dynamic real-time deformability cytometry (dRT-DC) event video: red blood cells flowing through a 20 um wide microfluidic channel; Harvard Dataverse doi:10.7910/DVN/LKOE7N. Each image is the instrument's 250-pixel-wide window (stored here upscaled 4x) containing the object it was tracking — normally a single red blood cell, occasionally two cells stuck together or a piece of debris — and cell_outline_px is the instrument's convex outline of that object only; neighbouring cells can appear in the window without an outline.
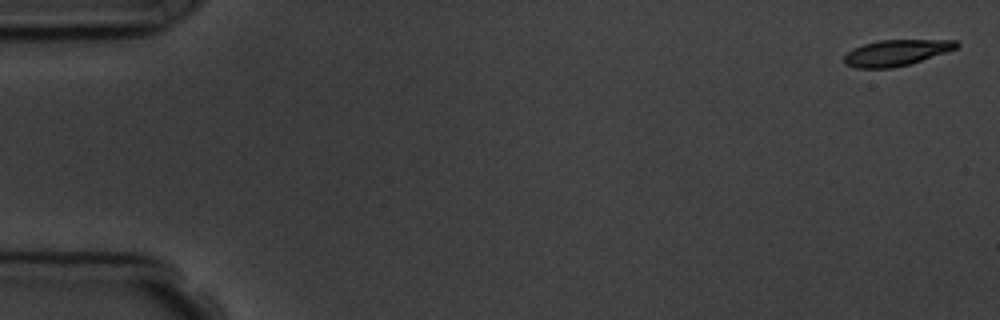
{"species": "common noctule bat (a hibernating species)", "species_latin": "Nyctalus noctula", "temperature_condition": "room temperature", "stored_images_in_passage": 5, "camera_frame_rate_fps": 3000, "um_per_image_px": 0.085, "animal": {"sex": "male", "body_mass_g": 19.5, "forearm_length_mm": 54.6}, "frame": {"image": 1, "passage_image": 1, "time_ms": 0.0, "image_size_px": [1000, 320], "cell_outline_px": [[960, 44], [956, 48], [908, 64], [892, 68], [856, 68], [844, 64], [844, 56], [848, 52], [864, 44], [880, 40], [956, 40]], "centroid_in_image_um": [76.15, 4.48], "position_along_channel_um": 8.9, "area_um2": 16.65}}
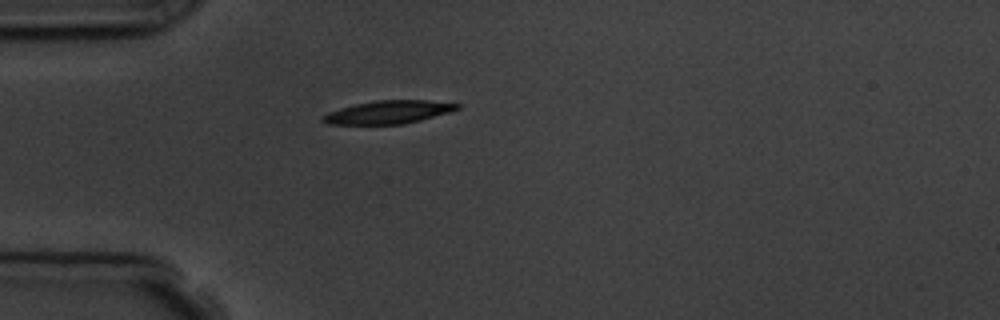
{"frame": {"image": 2, "passage_image": 5, "time_ms": 4.667, "image_size_px": [1000, 320], "cell_outline_px": [[460, 108], [452, 112], [404, 124], [328, 124], [320, 120], [328, 112], [340, 108], [356, 104], [376, 100], [428, 100], [460, 104]], "centroid_in_image_um": [33.05, 9.53], "position_along_channel_um": 51.9, "area_um2": 18.03}}